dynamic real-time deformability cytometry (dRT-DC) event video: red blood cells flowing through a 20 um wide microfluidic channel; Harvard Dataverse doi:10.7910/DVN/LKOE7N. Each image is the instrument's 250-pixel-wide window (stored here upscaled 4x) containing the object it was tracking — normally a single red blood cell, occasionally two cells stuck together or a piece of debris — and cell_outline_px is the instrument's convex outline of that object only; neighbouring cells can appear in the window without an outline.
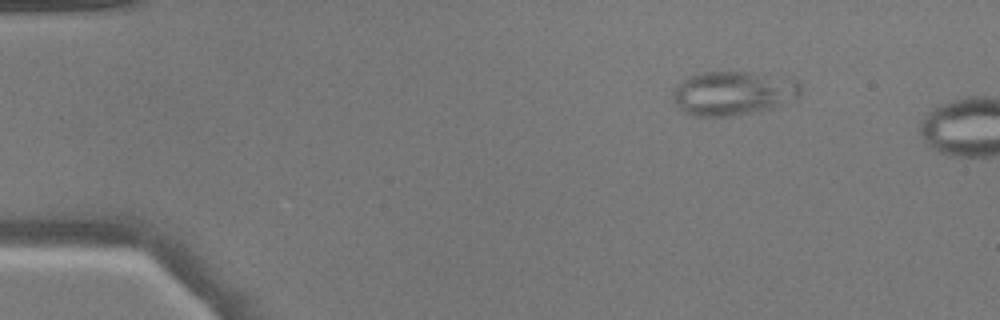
{"species": "common noctule bat (a hibernating species)", "species_latin": "Nyctalus noctula", "temperature_condition": "warm", "stored_images_in_passage": 5, "camera_frame_rate_fps": 3000, "um_per_image_px": 0.085, "animal": {"sex": "male", "body_mass_g": 17.9}, "frame": {"image": 1, "passage_image": 1, "time_ms": 0.0, "image_size_px": [1000, 320], "cell_outline_px": [[804, 88], [800, 96], [796, 100], [772, 108], [736, 116], [696, 116], [684, 112], [672, 100], [672, 92], [688, 76], [696, 72], [748, 72], [796, 80]], "centroid_in_image_um": [62.35, 7.93], "position_along_channel_um": 22.7, "area_um2": 33.0}}